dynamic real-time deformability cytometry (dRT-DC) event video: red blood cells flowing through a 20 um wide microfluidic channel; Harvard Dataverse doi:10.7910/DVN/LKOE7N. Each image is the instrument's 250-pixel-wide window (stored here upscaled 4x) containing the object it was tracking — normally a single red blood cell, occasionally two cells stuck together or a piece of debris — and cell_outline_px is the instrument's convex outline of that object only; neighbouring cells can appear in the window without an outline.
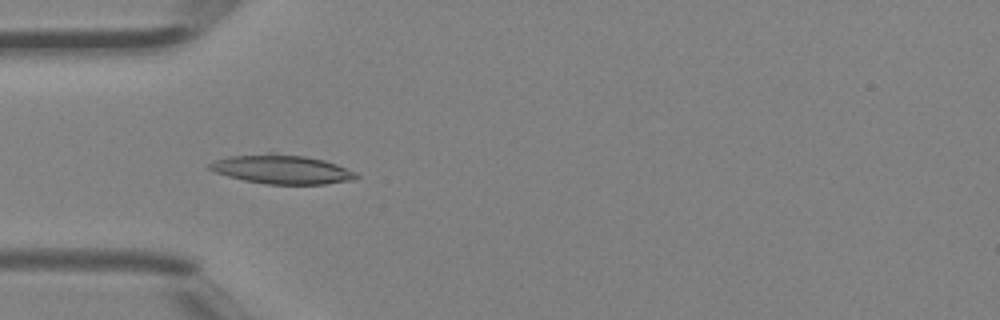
{"species": "Egyptian fruit bat (a non-hibernating species)", "species_latin": "Rousettus aegyptiacus", "temperature_condition": "room temperature", "stored_images_in_passage": 44, "camera_frame_rate_fps": 3000, "um_per_image_px": 0.085, "animal": {"sex": "female"}, "frame": {"image": 1, "passage_image": 13, "time_ms": 4.0, "image_size_px": [1000, 320], "cell_outline_px": [[360, 176], [356, 180], [324, 184], [268, 184], [244, 180], [228, 176], [216, 172], [208, 168], [208, 164], [216, 160], [228, 156], [268, 152], [276, 152], [304, 156], [324, 160], [336, 164], [356, 172]], "centroid_in_image_um": [23.98, 14.38], "position_along_channel_um": 61.0, "area_um2": 25.03}}
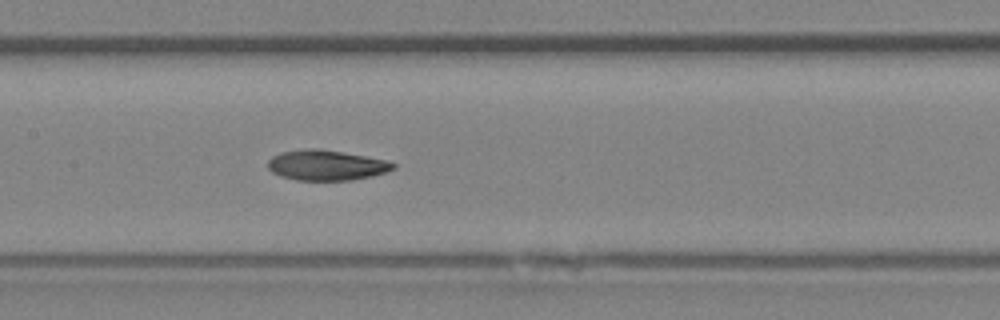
{"frame": {"image": 2, "passage_image": 21, "time_ms": 6.667, "image_size_px": [1000, 320], "cell_outline_px": [[396, 168], [372, 176], [352, 180], [296, 180], [280, 176], [272, 172], [268, 168], [268, 160], [272, 156], [280, 152], [312, 148], [316, 148], [344, 152], [384, 160], [396, 164]], "centroid_in_image_um": [27.71, 14.04], "position_along_channel_um": 179.7, "area_um2": 22.02}}
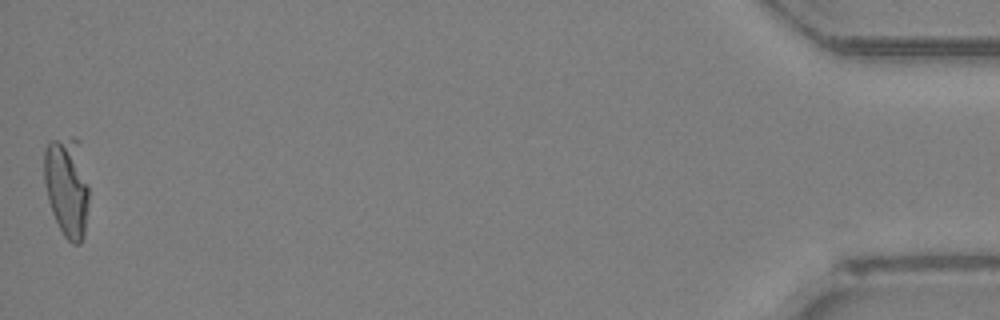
{"frame": {"image": 3, "passage_image": 44, "time_ms": 14.333, "image_size_px": [1000, 320], "cell_outline_px": [[88, 200], [84, 236], [80, 244], [72, 244], [64, 236], [52, 212], [48, 200], [44, 184], [44, 148], [48, 140], [72, 136], [80, 140], [88, 184]], "centroid_in_image_um": [5.69, 15.8], "position_along_channel_um": 429.5, "area_um2": 26.7}, "authors_computed_cell_mechanics": {"area_um2": 23.8136, "velocity_mm_per_s": 4.5427, "shape_relaxation_time_tau1_ms": 10.5958, "shape_relaxation_time_tau2_ms": 4.6687, "deformation_change_tau1": 0.2623, "deformation_change_tau2": 0.1195}}